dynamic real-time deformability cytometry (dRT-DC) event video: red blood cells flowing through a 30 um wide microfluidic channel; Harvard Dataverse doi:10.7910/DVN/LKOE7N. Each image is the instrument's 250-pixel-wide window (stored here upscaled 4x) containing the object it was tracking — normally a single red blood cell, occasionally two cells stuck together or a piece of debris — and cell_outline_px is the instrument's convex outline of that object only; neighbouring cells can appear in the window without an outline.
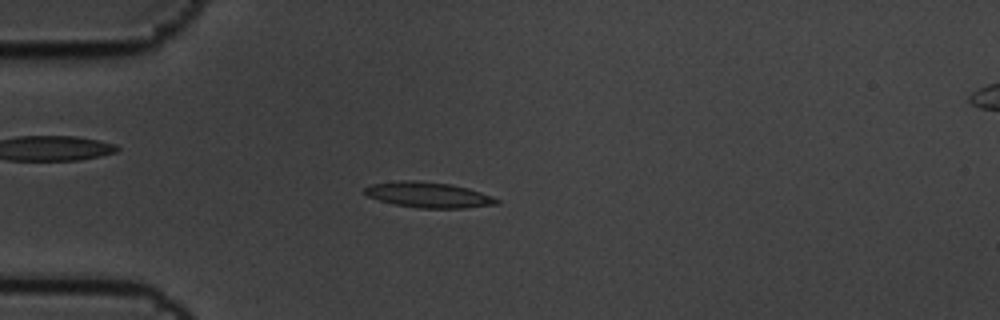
{"species": "common noctule bat (a hibernating species)", "species_latin": "Nyctalus noctula", "temperature_condition": "cold", "stored_images_in_passage": 9, "camera_frame_rate_fps": 3000, "um_per_image_px": 0.085, "animal": {"sex": "male", "body_mass_g": 19.5, "forearm_length_mm": 54.6}, "frame": {"image": 1, "passage_image": 4, "time_ms": 1.0, "image_size_px": [1000, 320], "cell_outline_px": [[500, 204], [464, 208], [420, 208], [396, 204], [380, 200], [368, 196], [364, 192], [364, 188], [372, 184], [400, 180], [412, 180], [452, 184], [468, 188], [492, 196], [500, 200]], "centroid_in_image_um": [36.45, 16.56], "position_along_channel_um": 48.5, "area_um2": 19.54}}
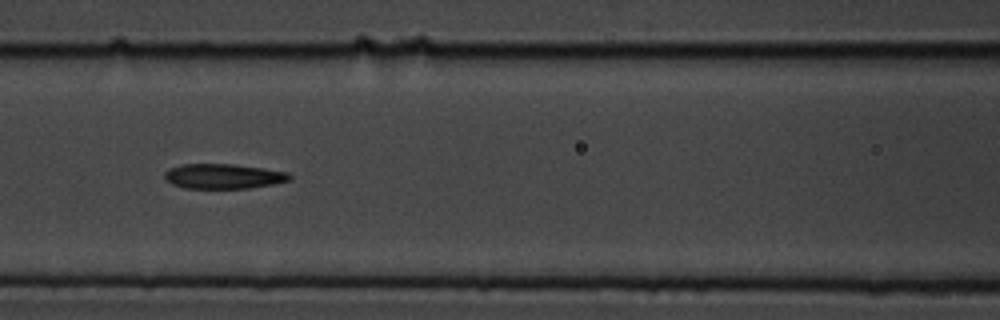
{"frame": {"image": 2, "passage_image": 7, "time_ms": 2.0, "image_size_px": [1000, 320], "cell_outline_px": [[292, 180], [272, 184], [248, 188], [184, 188], [172, 184], [164, 176], [164, 172], [168, 168], [180, 164], [232, 164], [264, 168], [288, 172], [292, 176]], "centroid_in_image_um": [18.99, 14.97], "position_along_channel_um": 147.6, "area_um2": 18.21}}
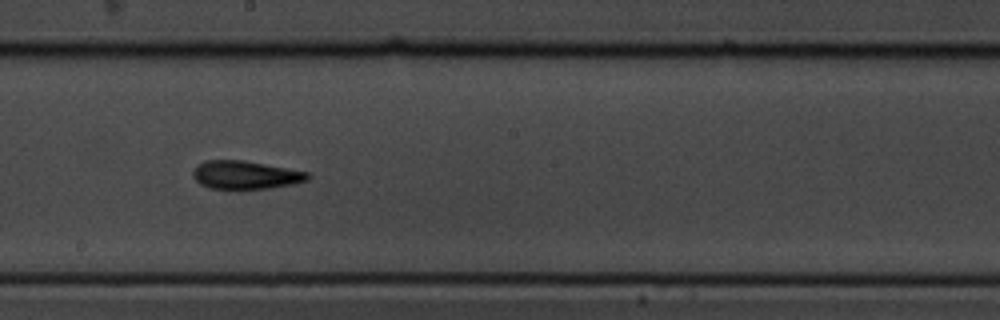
{"frame": {"image": 3, "passage_image": 9, "time_ms": 2.667, "image_size_px": [1000, 320], "cell_outline_px": [[312, 176], [308, 180], [292, 184], [268, 188], [212, 188], [200, 184], [192, 176], [192, 172], [196, 164], [204, 160], [244, 160], [308, 172]], "centroid_in_image_um": [20.84, 14.85], "position_along_channel_um": 227.4, "area_um2": 18.79}}